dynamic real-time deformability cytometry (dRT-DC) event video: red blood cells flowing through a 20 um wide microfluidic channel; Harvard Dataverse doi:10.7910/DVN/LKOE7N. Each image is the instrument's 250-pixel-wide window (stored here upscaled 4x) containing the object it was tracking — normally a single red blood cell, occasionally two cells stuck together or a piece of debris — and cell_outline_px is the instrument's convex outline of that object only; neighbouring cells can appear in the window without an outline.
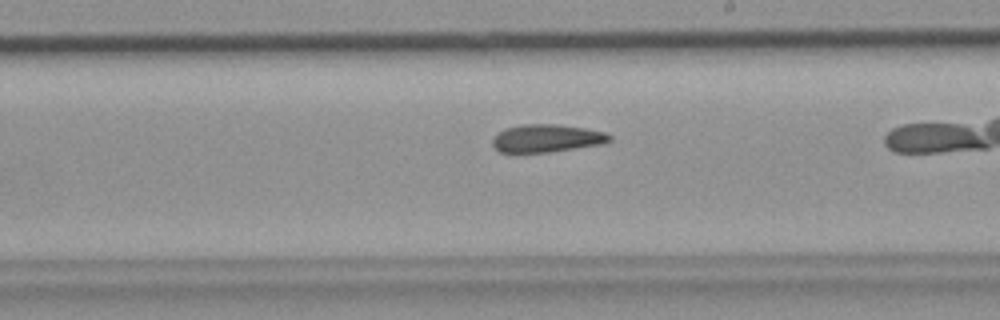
{"species": "common noctule bat (a hibernating species)", "species_latin": "Nyctalus noctula", "temperature_condition": "room temperature", "stored_images_in_passage": 25, "camera_frame_rate_fps": 3000, "um_per_image_px": 0.085, "animal": {"sex": "female", "body_mass_g": 19.9}, "frame": {"image": 1, "passage_image": 15, "time_ms": 4.667, "image_size_px": [1000, 320], "cell_outline_px": [[612, 140], [604, 144], [548, 152], [500, 152], [492, 144], [492, 140], [500, 132], [508, 128], [524, 124], [556, 124], [584, 128], [604, 132], [612, 136]], "centroid_in_image_um": [46.52, 11.76], "position_along_channel_um": 242.5, "area_um2": 18.73}}